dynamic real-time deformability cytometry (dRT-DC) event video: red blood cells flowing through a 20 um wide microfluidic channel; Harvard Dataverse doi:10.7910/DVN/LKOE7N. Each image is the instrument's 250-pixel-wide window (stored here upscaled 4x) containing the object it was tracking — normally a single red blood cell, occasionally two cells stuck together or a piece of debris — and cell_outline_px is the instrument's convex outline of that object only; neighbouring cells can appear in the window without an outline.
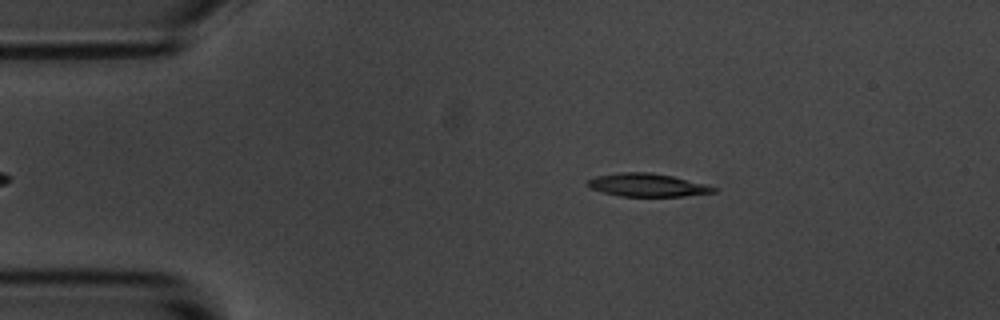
{"species": "common noctule bat (a hibernating species)", "species_latin": "Nyctalus noctula", "temperature_condition": "room temperature", "stored_images_in_passage": 41, "camera_frame_rate_fps": 3000, "um_per_image_px": 0.085, "animal": {"sex": "male", "body_mass_g": 20.1, "forearm_length_mm": 53.5}, "frame": {"image": 1, "passage_image": 4, "time_ms": 1.0, "image_size_px": [1000, 320], "cell_outline_px": [[720, 188], [716, 192], [684, 196], [620, 196], [588, 188], [584, 184], [588, 180], [596, 176], [620, 172], [652, 172], [672, 176]], "centroid_in_image_um": [55.0, 15.72], "position_along_channel_um": 30.0, "area_um2": 16.99}}
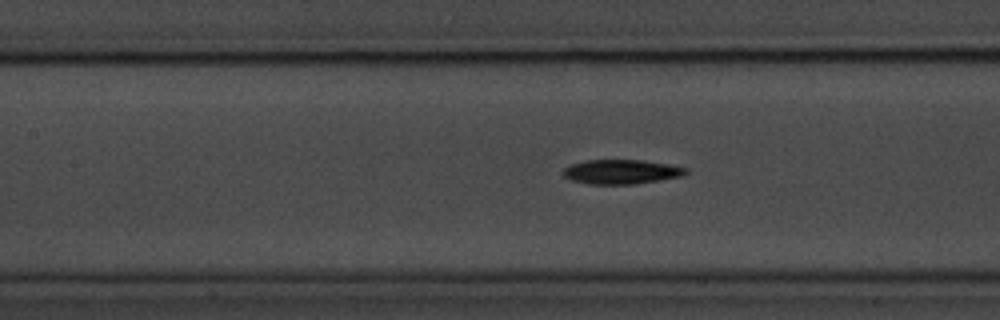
{"frame": {"image": 2, "passage_image": 18, "time_ms": 5.667, "image_size_px": [1000, 320], "cell_outline_px": [[688, 172], [684, 176], [660, 180], [632, 184], [588, 184], [572, 180], [564, 176], [564, 168], [568, 164], [584, 160], [644, 160], [668, 164], [688, 168]], "centroid_in_image_um": [52.82, 14.59], "position_along_channel_um": 154.6, "area_um2": 17.57}}
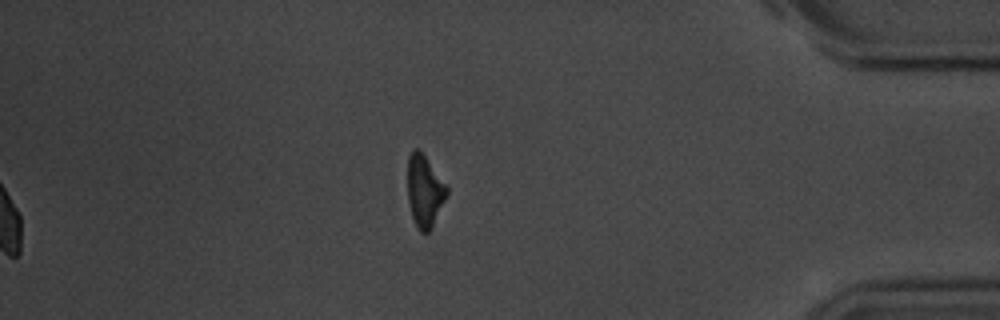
{"frame": {"image": 3, "passage_image": 41, "time_ms": 13.333, "image_size_px": [1000, 320], "cell_outline_px": [[448, 192], [432, 228], [428, 232], [420, 232], [416, 228], [412, 216], [408, 200], [408, 156], [416, 148], [424, 156], [448, 184]], "centroid_in_image_um": [36.1, 16.27], "position_along_channel_um": 399.1, "area_um2": 16.36}, "authors_computed_cell_mechanics": {"area_um2": 17.34, "velocity_mm_per_s": 3.6825, "shape_relaxation_time_tau1_ms": 2.2243, "shape_relaxation_time_tau2_ms": 9.1613, "deformation_change_tau1": 0.1339, "deformation_change_tau2": 0.2044}}